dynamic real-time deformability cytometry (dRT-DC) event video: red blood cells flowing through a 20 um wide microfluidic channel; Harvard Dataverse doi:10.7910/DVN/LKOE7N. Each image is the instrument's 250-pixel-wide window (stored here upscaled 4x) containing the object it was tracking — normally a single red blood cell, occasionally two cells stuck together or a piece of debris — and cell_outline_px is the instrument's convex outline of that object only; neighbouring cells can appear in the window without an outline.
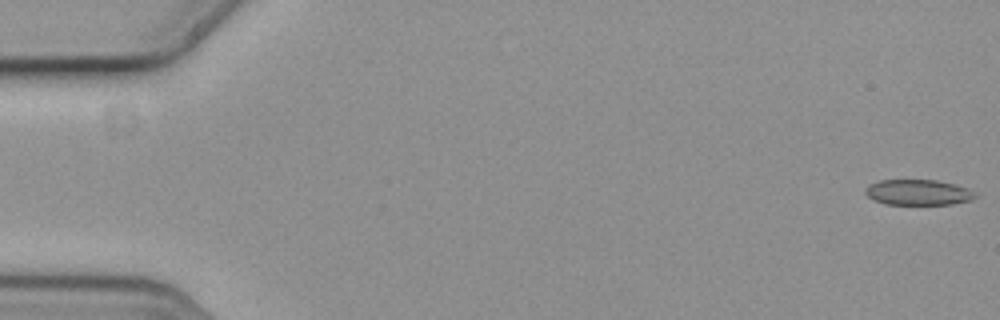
{"species": "common noctule bat (a hibernating species)", "species_latin": "Nyctalus noctula", "temperature_condition": "cold", "stored_images_in_passage": 6, "camera_frame_rate_fps": 3000, "um_per_image_px": 0.085, "animal": {"sex": "female", "body_mass_g": 19.3, "forearm_length_mm": 54.1}, "frame": {"image": 1, "passage_image": 1, "time_ms": 0.0, "image_size_px": [1000, 320], "cell_outline_px": [[976, 196], [972, 200], [952, 204], [884, 204], [868, 196], [864, 192], [864, 188], [868, 184], [880, 180], [936, 180], [968, 188]], "centroid_in_image_um": [78.0, 16.35], "position_along_channel_um": 7.0, "area_um2": 16.24}}